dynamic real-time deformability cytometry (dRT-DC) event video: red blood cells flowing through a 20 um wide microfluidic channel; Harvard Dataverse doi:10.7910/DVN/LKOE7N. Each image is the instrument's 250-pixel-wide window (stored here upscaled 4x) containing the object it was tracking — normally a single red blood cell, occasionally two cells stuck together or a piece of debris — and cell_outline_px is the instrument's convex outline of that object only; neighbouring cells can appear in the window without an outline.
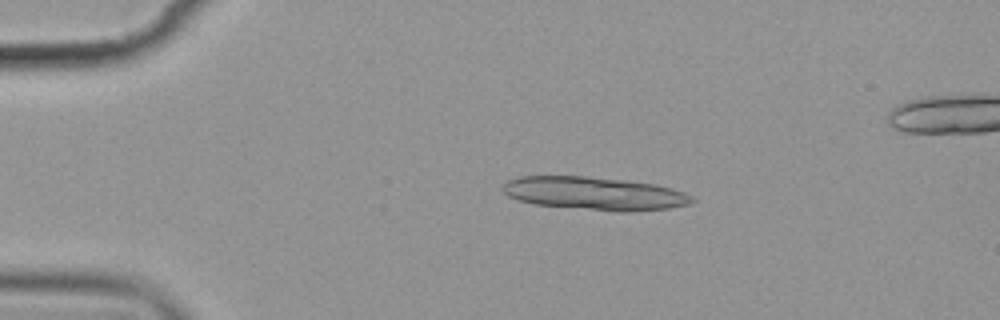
{"species": "common noctule bat (a hibernating species)", "species_latin": "Nyctalus noctula", "temperature_condition": "cold", "stored_images_in_passage": 8, "segment_of_instrument_passage": [1, 2], "camera_frame_rate_fps": 3000, "um_per_image_px": 0.085, "animal": {"sex": "female", "body_mass_g": 19.9}, "frame": {"image": 1, "passage_image": 4, "time_ms": 3.333, "image_size_px": [1000, 320], "cell_outline_px": [[696, 200], [688, 204], [672, 208], [628, 212], [616, 212], [536, 204], [520, 200], [508, 196], [500, 188], [500, 184], [504, 180], [520, 176], [584, 176], [628, 180], [656, 184], [672, 188], [696, 196]], "centroid_in_image_um": [50.55, 16.44], "position_along_channel_um": 34.4, "area_um2": 37.05}}